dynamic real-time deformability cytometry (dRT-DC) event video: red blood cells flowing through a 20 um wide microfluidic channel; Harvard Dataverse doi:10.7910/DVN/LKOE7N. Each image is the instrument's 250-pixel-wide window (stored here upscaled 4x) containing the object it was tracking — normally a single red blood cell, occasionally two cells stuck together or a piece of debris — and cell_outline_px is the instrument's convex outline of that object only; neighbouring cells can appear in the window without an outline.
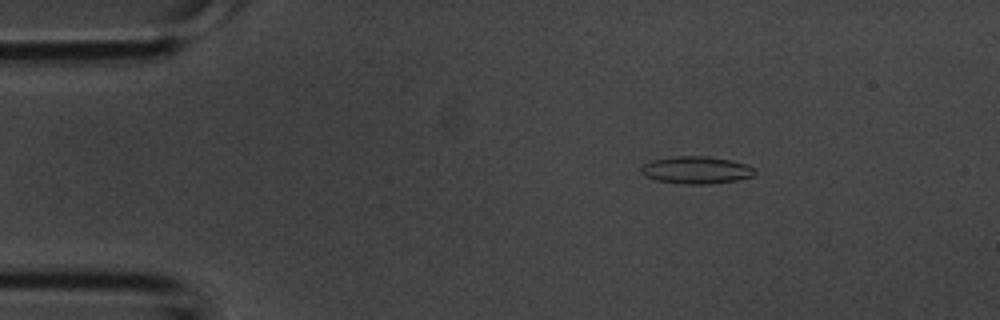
{"species": "common noctule bat (a hibernating species)", "species_latin": "Nyctalus noctula", "temperature_condition": "room temperature", "stored_images_in_passage": 33, "camera_frame_rate_fps": 3000, "um_per_image_px": 0.085, "animal": {"sex": "male", "body_mass_g": 20.1, "forearm_length_mm": 53.5}, "frame": {"image": 1, "passage_image": 1, "time_ms": 0.0, "image_size_px": [1000, 320], "cell_outline_px": [[756, 172], [752, 176], [736, 180], [708, 184], [684, 184], [656, 180], [644, 176], [640, 172], [640, 168], [644, 164], [652, 160], [676, 156], [708, 156], [748, 164]], "centroid_in_image_um": [59.15, 14.45], "position_along_channel_um": 25.9, "area_um2": 18.03}}
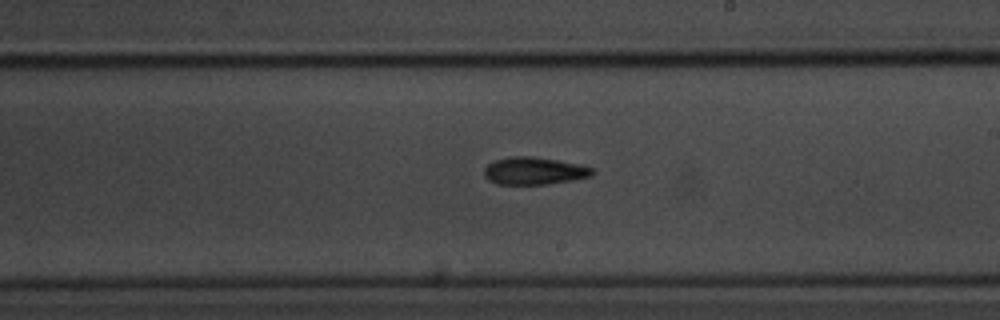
{"frame": {"image": 2, "passage_image": 17, "time_ms": 5.333, "image_size_px": [1000, 320], "cell_outline_px": [[596, 172], [592, 176], [572, 180], [544, 184], [496, 184], [488, 180], [484, 176], [484, 168], [488, 164], [496, 160], [508, 156], [532, 156], [580, 164], [592, 168]], "centroid_in_image_um": [45.39, 14.52], "position_along_channel_um": 243.6, "area_um2": 17.34}}
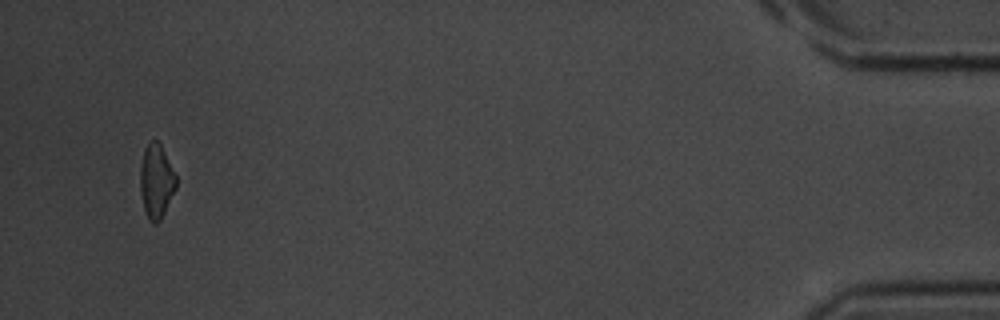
{"frame": {"image": 3, "passage_image": 32, "time_ms": 10.333, "image_size_px": [1000, 320], "cell_outline_px": [[176, 188], [160, 220], [156, 224], [152, 224], [148, 220], [144, 208], [140, 192], [140, 168], [144, 148], [152, 140], [156, 140], [160, 144], [176, 176]], "centroid_in_image_um": [13.27, 15.43], "position_along_channel_um": 421.9, "area_um2": 15.32}}